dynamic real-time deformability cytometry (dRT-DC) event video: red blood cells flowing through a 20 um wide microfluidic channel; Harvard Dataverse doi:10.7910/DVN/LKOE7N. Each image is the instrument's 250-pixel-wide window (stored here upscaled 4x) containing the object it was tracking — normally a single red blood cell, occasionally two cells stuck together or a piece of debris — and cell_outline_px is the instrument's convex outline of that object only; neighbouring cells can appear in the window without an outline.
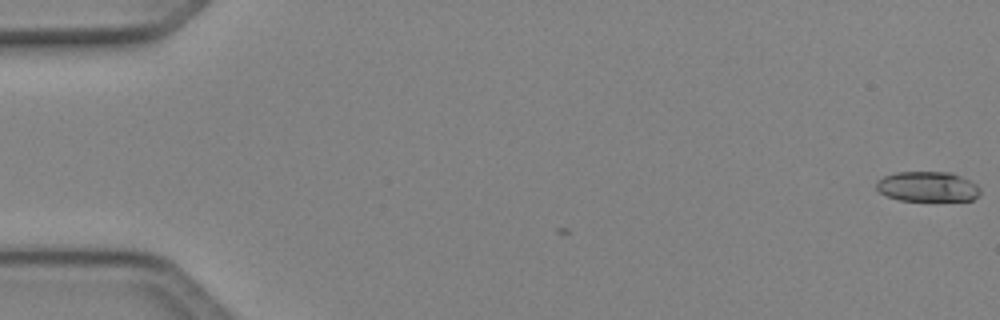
{"species": "Egyptian fruit bat (a non-hibernating species)", "species_latin": "Rousettus aegyptiacus", "temperature_condition": "cold", "stored_images_in_passage": 4, "camera_frame_rate_fps": 3000, "um_per_image_px": 0.085, "animal": {"sex": "female"}, "frame": {"image": 1, "passage_image": 1, "time_ms": 0.0, "image_size_px": [1000, 320], "cell_outline_px": [[980, 196], [972, 200], [900, 200], [888, 196], [880, 192], [876, 188], [876, 180], [884, 176], [896, 172], [952, 172], [976, 184], [980, 188]], "centroid_in_image_um": [78.84, 15.85], "position_along_channel_um": 6.2, "area_um2": 18.15}}